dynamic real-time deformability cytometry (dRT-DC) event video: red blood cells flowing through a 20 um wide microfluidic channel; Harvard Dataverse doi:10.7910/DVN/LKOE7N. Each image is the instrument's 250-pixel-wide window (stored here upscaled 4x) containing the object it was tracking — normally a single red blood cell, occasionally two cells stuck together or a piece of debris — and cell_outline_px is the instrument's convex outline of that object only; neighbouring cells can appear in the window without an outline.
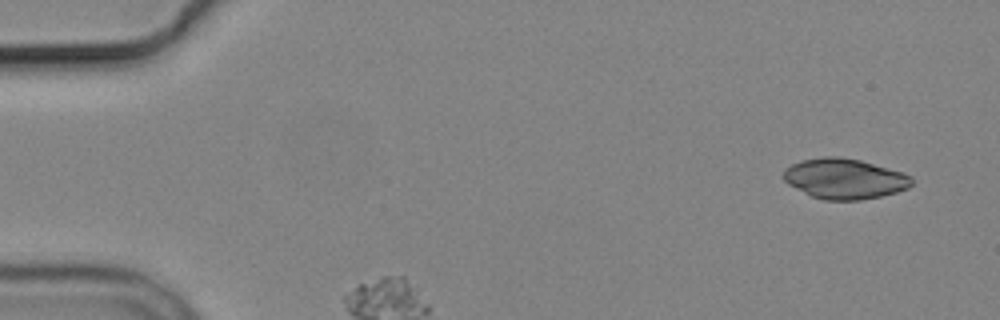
{"species": "common noctule bat (a hibernating species)", "species_latin": "Nyctalus noctula", "temperature_condition": "cold", "stored_images_in_passage": 3, "camera_frame_rate_fps": 3000, "um_per_image_px": 0.085, "animal": {"sex": "male", "body_mass_g": 19.2, "forearm_length_mm": 51.8}, "frame": {"image": 1, "passage_image": 1, "time_ms": 0.0, "image_size_px": [1000, 320], "cell_outline_px": [[912, 184], [908, 188], [896, 192], [880, 196], [860, 200], [824, 200], [812, 196], [788, 184], [784, 180], [784, 172], [792, 164], [800, 160], [824, 156], [836, 156], [860, 160], [904, 172], [912, 176]], "centroid_in_image_um": [71.81, 15.18], "position_along_channel_um": 13.2, "area_um2": 30.06}}
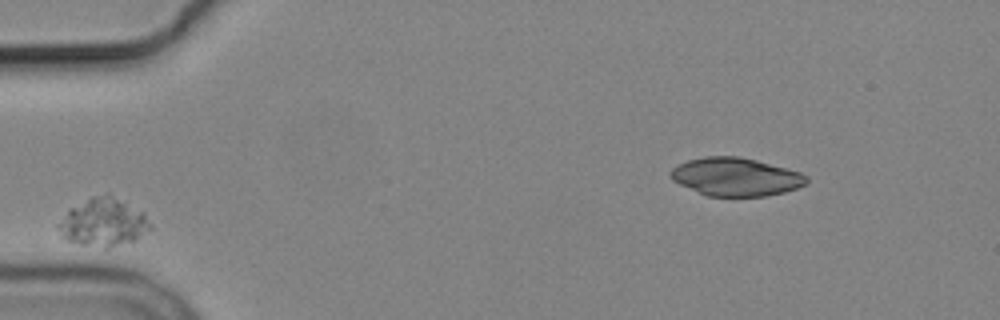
{"frame": {"image": 2, "passage_image": 2, "time_ms": 1.333, "image_size_px": [1000, 320], "cell_outline_px": [[152, 228], [132, 240], [108, 248], [104, 248], [80, 244], [68, 240], [56, 228], [56, 224], [68, 208], [92, 196], [108, 192], [144, 212], [152, 224]], "centroid_in_image_um": [8.76, 18.86], "position_along_channel_um": 76.2, "area_um2": 25.89}}
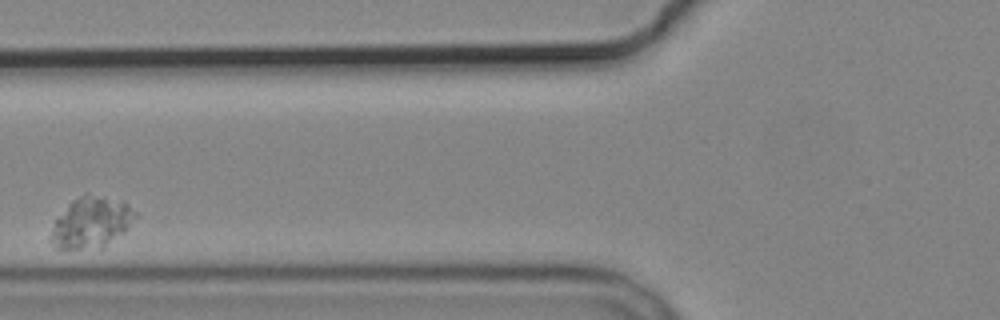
{"frame": {"image": 3, "passage_image": 3, "time_ms": 2.667, "image_size_px": [1000, 320], "cell_outline_px": [[140, 216], [124, 232], [100, 248], [56, 248], [48, 240], [56, 220], [68, 204], [72, 200], [84, 192], [88, 192], [124, 200]], "centroid_in_image_um": [7.8, 18.85], "position_along_channel_um": 118.0, "area_um2": 25.37}}